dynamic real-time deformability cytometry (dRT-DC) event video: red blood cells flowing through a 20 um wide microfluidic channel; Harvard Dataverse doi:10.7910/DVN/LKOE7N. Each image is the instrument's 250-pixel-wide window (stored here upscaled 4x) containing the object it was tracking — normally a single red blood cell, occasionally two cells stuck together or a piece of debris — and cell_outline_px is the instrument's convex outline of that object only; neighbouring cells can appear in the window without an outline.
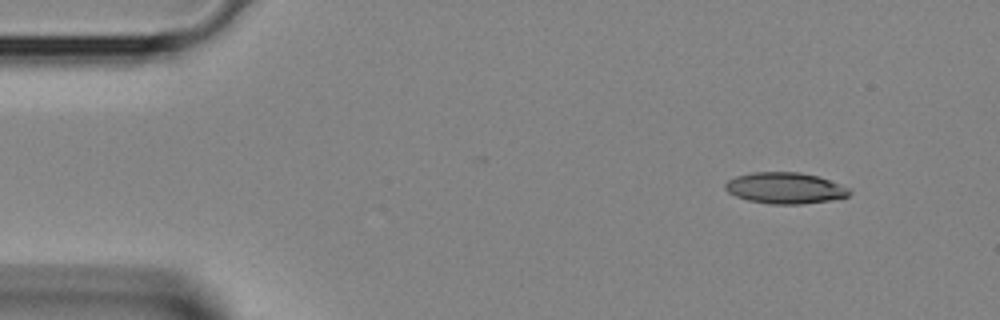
{"species": "Egyptian fruit bat (a non-hibernating species)", "species_latin": "Rousettus aegyptiacus", "temperature_condition": "room temperature", "stored_images_in_passage": 3, "camera_frame_rate_fps": 3000, "um_per_image_px": 0.085, "animal": {"sex": "female"}, "frame": {"image": 1, "passage_image": 1, "time_ms": 0.0, "image_size_px": [1000, 320], "cell_outline_px": [[852, 192], [848, 196], [828, 200], [800, 204], [768, 204], [748, 200], [736, 196], [728, 192], [724, 188], [724, 184], [728, 180], [736, 176], [752, 172], [800, 172], [820, 176], [848, 188]], "centroid_in_image_um": [66.7, 15.98], "position_along_channel_um": 18.3, "area_um2": 22.54}}